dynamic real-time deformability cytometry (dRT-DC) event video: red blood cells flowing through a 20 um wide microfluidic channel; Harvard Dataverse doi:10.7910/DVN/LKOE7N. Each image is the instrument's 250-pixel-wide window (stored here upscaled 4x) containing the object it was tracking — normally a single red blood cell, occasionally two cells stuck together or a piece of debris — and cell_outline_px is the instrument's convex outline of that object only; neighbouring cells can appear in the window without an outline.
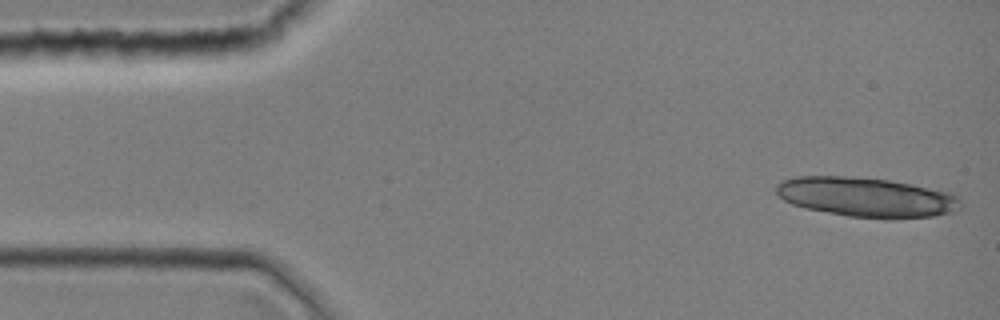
{"species": "common noctule bat (a hibernating species)", "species_latin": "Nyctalus noctula", "temperature_condition": "room temperature", "stored_images_in_passage": 11, "camera_frame_rate_fps": 3000, "um_per_image_px": 0.085, "animal": {"sex": "female", "body_mass_g": 19.0, "forearm_length_mm": 51.5}, "frame": {"image": 1, "passage_image": 1, "time_ms": 0.0, "image_size_px": [1000, 320], "cell_outline_px": [[960, 208], [956, 212], [936, 216], [892, 220], [884, 220], [848, 216], [808, 208], [792, 204], [784, 200], [776, 192], [776, 184], [780, 180], [796, 176], [844, 176], [888, 180], [912, 184], [952, 192], [960, 200]], "centroid_in_image_um": [73.7, 16.77], "position_along_channel_um": 11.3, "area_um2": 43.12}}